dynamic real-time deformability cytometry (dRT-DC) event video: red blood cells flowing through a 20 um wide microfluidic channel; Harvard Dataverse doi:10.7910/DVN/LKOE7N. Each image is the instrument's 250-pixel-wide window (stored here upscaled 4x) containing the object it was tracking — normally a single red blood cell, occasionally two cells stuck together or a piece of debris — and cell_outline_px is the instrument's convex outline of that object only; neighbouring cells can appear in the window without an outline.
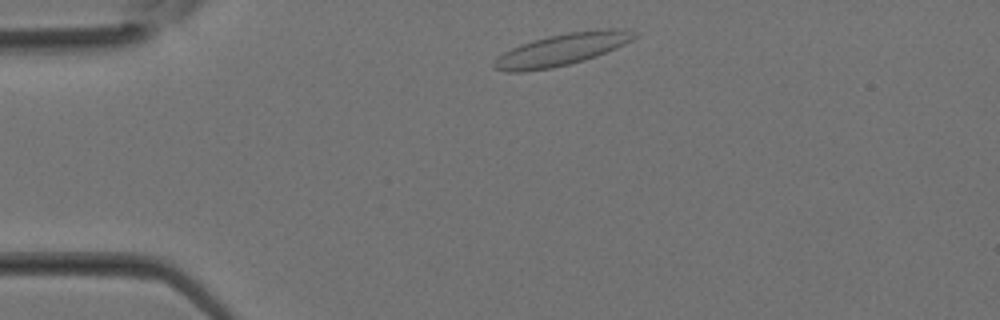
{"species": "Egyptian fruit bat (a non-hibernating species)", "species_latin": "Rousettus aegyptiacus", "temperature_condition": "room temperature", "stored_images_in_passage": 27, "camera_frame_rate_fps": 3000, "um_per_image_px": 0.085, "animal": {"sex": "female"}, "frame": {"image": 1, "passage_image": 2, "time_ms": 0.333, "image_size_px": [1000, 320], "cell_outline_px": [[640, 36], [616, 48], [596, 56], [584, 60], [552, 68], [524, 72], [504, 72], [496, 68], [492, 64], [504, 52], [520, 44], [532, 40], [548, 36], [568, 32], [604, 28], [624, 28], [640, 32]], "centroid_in_image_um": [47.84, 4.19], "position_along_channel_um": 37.2, "area_um2": 26.3}}
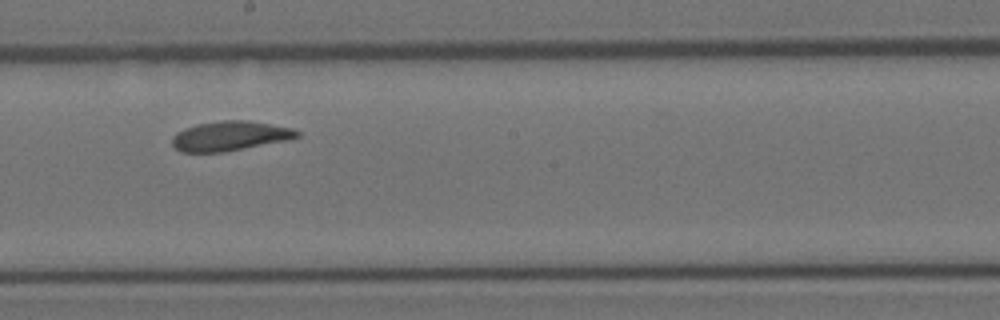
{"frame": {"image": 2, "passage_image": 13, "time_ms": 4.0, "image_size_px": [1000, 320], "cell_outline_px": [[300, 136], [284, 140], [224, 152], [180, 152], [172, 144], [172, 136], [176, 132], [184, 128], [196, 124], [220, 120], [248, 120], [292, 128], [300, 132]], "centroid_in_image_um": [19.49, 11.55], "position_along_channel_um": 228.7, "area_um2": 21.44}}
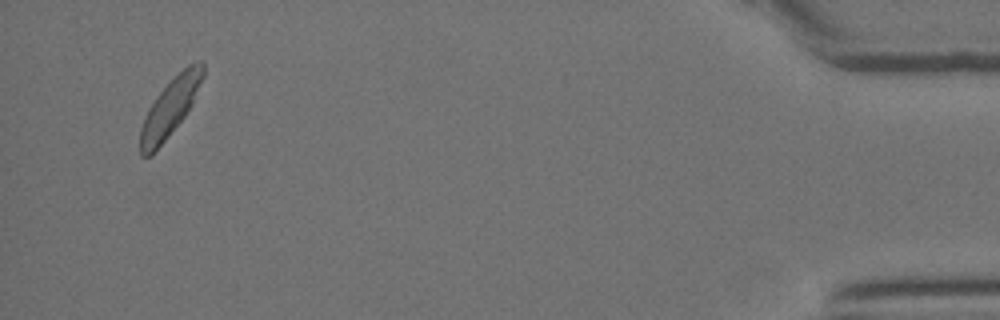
{"frame": {"image": 3, "passage_image": 26, "time_ms": 8.333, "image_size_px": [1000, 320], "cell_outline_px": [[204, 76], [192, 104], [184, 116], [152, 156], [140, 156], [140, 128], [148, 108], [156, 96], [188, 64], [200, 60], [204, 64]], "centroid_in_image_um": [14.45, 9.16], "position_along_channel_um": 420.8, "area_um2": 20.75}}